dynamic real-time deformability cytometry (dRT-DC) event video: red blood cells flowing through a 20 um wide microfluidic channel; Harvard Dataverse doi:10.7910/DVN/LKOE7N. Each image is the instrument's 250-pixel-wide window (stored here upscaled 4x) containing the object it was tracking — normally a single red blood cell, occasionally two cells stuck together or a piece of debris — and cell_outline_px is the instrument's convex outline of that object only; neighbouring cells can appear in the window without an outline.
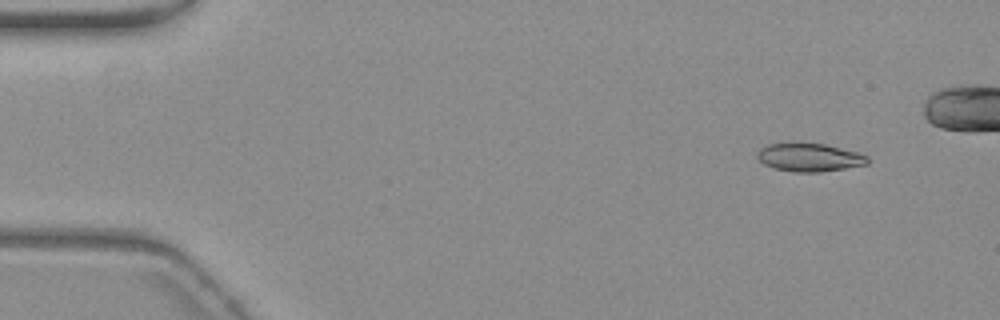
{"species": "common noctule bat (a hibernating species)", "species_latin": "Nyctalus noctula", "temperature_condition": "warm", "stored_images_in_passage": 49, "camera_frame_rate_fps": 3000, "um_per_image_px": 0.085, "animal": {"sex": "female", "body_mass_g": 19.3, "forearm_length_mm": 54.1}, "frame": {"image": 1, "passage_image": 4, "time_ms": 1.0, "image_size_px": [1000, 320], "cell_outline_px": [[868, 164], [820, 172], [792, 172], [776, 168], [764, 164], [756, 156], [756, 152], [760, 148], [768, 144], [824, 144], [856, 152], [868, 156]], "centroid_in_image_um": [68.78, 13.39], "position_along_channel_um": 16.2, "area_um2": 17.74}}
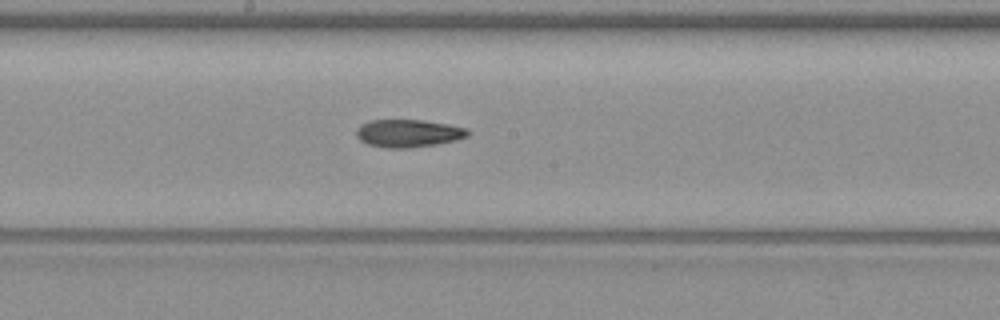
{"frame": {"image": 2, "passage_image": 29, "time_ms": 9.333, "image_size_px": [1000, 320], "cell_outline_px": [[468, 136], [456, 140], [436, 144], [408, 148], [384, 148], [368, 144], [360, 140], [356, 136], [356, 128], [360, 124], [368, 120], [424, 120], [448, 124], [468, 128]], "centroid_in_image_um": [34.67, 11.32], "position_along_channel_um": 213.5, "area_um2": 18.15}}
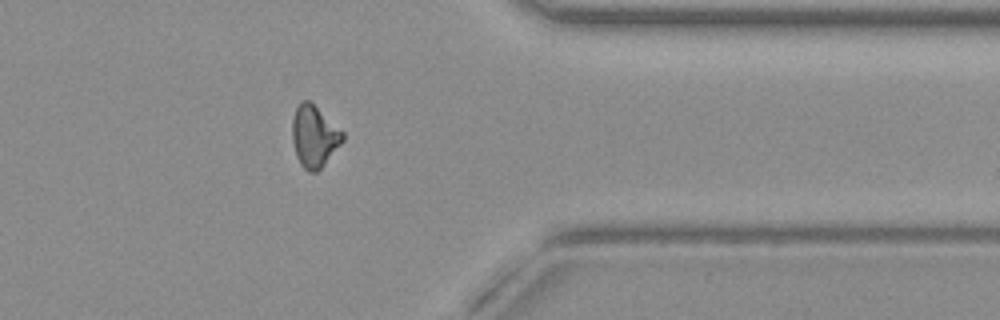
{"frame": {"image": 3, "passage_image": 44, "time_ms": 14.333, "image_size_px": [1000, 320], "cell_outline_px": [[344, 140], [324, 164], [316, 172], [308, 172], [300, 164], [296, 156], [292, 140], [292, 120], [296, 108], [300, 100], [308, 100], [344, 132]], "centroid_in_image_um": [26.69, 11.59], "position_along_channel_um": 384.7, "area_um2": 17.98}}